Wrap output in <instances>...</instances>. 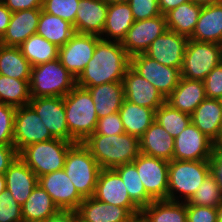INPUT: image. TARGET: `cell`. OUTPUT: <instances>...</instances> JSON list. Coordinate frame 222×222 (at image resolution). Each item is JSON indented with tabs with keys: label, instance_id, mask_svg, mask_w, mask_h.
Wrapping results in <instances>:
<instances>
[{
	"label": "cell",
	"instance_id": "cell-1",
	"mask_svg": "<svg viewBox=\"0 0 222 222\" xmlns=\"http://www.w3.org/2000/svg\"><path fill=\"white\" fill-rule=\"evenodd\" d=\"M130 67V56L121 42L101 39L92 58L76 79V85L86 88L109 82H122Z\"/></svg>",
	"mask_w": 222,
	"mask_h": 222
},
{
	"label": "cell",
	"instance_id": "cell-2",
	"mask_svg": "<svg viewBox=\"0 0 222 222\" xmlns=\"http://www.w3.org/2000/svg\"><path fill=\"white\" fill-rule=\"evenodd\" d=\"M83 144L101 169H114L132 163L140 154L139 138L128 133L114 136L90 135Z\"/></svg>",
	"mask_w": 222,
	"mask_h": 222
},
{
	"label": "cell",
	"instance_id": "cell-3",
	"mask_svg": "<svg viewBox=\"0 0 222 222\" xmlns=\"http://www.w3.org/2000/svg\"><path fill=\"white\" fill-rule=\"evenodd\" d=\"M211 172V160H172L168 169L167 200L187 202Z\"/></svg>",
	"mask_w": 222,
	"mask_h": 222
},
{
	"label": "cell",
	"instance_id": "cell-4",
	"mask_svg": "<svg viewBox=\"0 0 222 222\" xmlns=\"http://www.w3.org/2000/svg\"><path fill=\"white\" fill-rule=\"evenodd\" d=\"M63 101L68 131L78 143H83L95 132L98 121L92 96L87 88L76 85Z\"/></svg>",
	"mask_w": 222,
	"mask_h": 222
},
{
	"label": "cell",
	"instance_id": "cell-5",
	"mask_svg": "<svg viewBox=\"0 0 222 222\" xmlns=\"http://www.w3.org/2000/svg\"><path fill=\"white\" fill-rule=\"evenodd\" d=\"M29 85L31 98L64 97L76 86V79L57 58L33 66Z\"/></svg>",
	"mask_w": 222,
	"mask_h": 222
},
{
	"label": "cell",
	"instance_id": "cell-6",
	"mask_svg": "<svg viewBox=\"0 0 222 222\" xmlns=\"http://www.w3.org/2000/svg\"><path fill=\"white\" fill-rule=\"evenodd\" d=\"M75 143L54 138L23 148L18 157L39 177L61 170L68 150Z\"/></svg>",
	"mask_w": 222,
	"mask_h": 222
},
{
	"label": "cell",
	"instance_id": "cell-7",
	"mask_svg": "<svg viewBox=\"0 0 222 222\" xmlns=\"http://www.w3.org/2000/svg\"><path fill=\"white\" fill-rule=\"evenodd\" d=\"M63 169L83 198L94 196L101 167L83 143L68 150Z\"/></svg>",
	"mask_w": 222,
	"mask_h": 222
},
{
	"label": "cell",
	"instance_id": "cell-8",
	"mask_svg": "<svg viewBox=\"0 0 222 222\" xmlns=\"http://www.w3.org/2000/svg\"><path fill=\"white\" fill-rule=\"evenodd\" d=\"M221 63L222 44L189 39L180 70L181 77L203 81Z\"/></svg>",
	"mask_w": 222,
	"mask_h": 222
},
{
	"label": "cell",
	"instance_id": "cell-9",
	"mask_svg": "<svg viewBox=\"0 0 222 222\" xmlns=\"http://www.w3.org/2000/svg\"><path fill=\"white\" fill-rule=\"evenodd\" d=\"M130 67L149 81L166 99L177 87L181 71L158 63L145 53L130 57Z\"/></svg>",
	"mask_w": 222,
	"mask_h": 222
},
{
	"label": "cell",
	"instance_id": "cell-10",
	"mask_svg": "<svg viewBox=\"0 0 222 222\" xmlns=\"http://www.w3.org/2000/svg\"><path fill=\"white\" fill-rule=\"evenodd\" d=\"M147 194L154 200H166L169 161L140 153L132 162Z\"/></svg>",
	"mask_w": 222,
	"mask_h": 222
},
{
	"label": "cell",
	"instance_id": "cell-11",
	"mask_svg": "<svg viewBox=\"0 0 222 222\" xmlns=\"http://www.w3.org/2000/svg\"><path fill=\"white\" fill-rule=\"evenodd\" d=\"M54 139L30 105L16 108L13 146L17 153L33 143Z\"/></svg>",
	"mask_w": 222,
	"mask_h": 222
},
{
	"label": "cell",
	"instance_id": "cell-12",
	"mask_svg": "<svg viewBox=\"0 0 222 222\" xmlns=\"http://www.w3.org/2000/svg\"><path fill=\"white\" fill-rule=\"evenodd\" d=\"M100 40L98 35L75 33L64 46L59 47L58 58L75 79L89 63Z\"/></svg>",
	"mask_w": 222,
	"mask_h": 222
},
{
	"label": "cell",
	"instance_id": "cell-13",
	"mask_svg": "<svg viewBox=\"0 0 222 222\" xmlns=\"http://www.w3.org/2000/svg\"><path fill=\"white\" fill-rule=\"evenodd\" d=\"M29 105L54 138L78 143L68 131L63 97L31 98Z\"/></svg>",
	"mask_w": 222,
	"mask_h": 222
},
{
	"label": "cell",
	"instance_id": "cell-14",
	"mask_svg": "<svg viewBox=\"0 0 222 222\" xmlns=\"http://www.w3.org/2000/svg\"><path fill=\"white\" fill-rule=\"evenodd\" d=\"M168 30L165 15L135 21L121 45L130 57L145 53L151 43Z\"/></svg>",
	"mask_w": 222,
	"mask_h": 222
},
{
	"label": "cell",
	"instance_id": "cell-15",
	"mask_svg": "<svg viewBox=\"0 0 222 222\" xmlns=\"http://www.w3.org/2000/svg\"><path fill=\"white\" fill-rule=\"evenodd\" d=\"M174 142V160H211L215 144L192 122L179 134Z\"/></svg>",
	"mask_w": 222,
	"mask_h": 222
},
{
	"label": "cell",
	"instance_id": "cell-16",
	"mask_svg": "<svg viewBox=\"0 0 222 222\" xmlns=\"http://www.w3.org/2000/svg\"><path fill=\"white\" fill-rule=\"evenodd\" d=\"M93 197L103 203L125 207L131 214L141 211V208L130 198L124 182L114 169L100 170Z\"/></svg>",
	"mask_w": 222,
	"mask_h": 222
},
{
	"label": "cell",
	"instance_id": "cell-17",
	"mask_svg": "<svg viewBox=\"0 0 222 222\" xmlns=\"http://www.w3.org/2000/svg\"><path fill=\"white\" fill-rule=\"evenodd\" d=\"M38 184L51 196L59 210L76 211L79 204L84 200L64 169L39 177Z\"/></svg>",
	"mask_w": 222,
	"mask_h": 222
},
{
	"label": "cell",
	"instance_id": "cell-18",
	"mask_svg": "<svg viewBox=\"0 0 222 222\" xmlns=\"http://www.w3.org/2000/svg\"><path fill=\"white\" fill-rule=\"evenodd\" d=\"M188 41V37L167 30L151 43L145 54L162 65L181 70Z\"/></svg>",
	"mask_w": 222,
	"mask_h": 222
},
{
	"label": "cell",
	"instance_id": "cell-19",
	"mask_svg": "<svg viewBox=\"0 0 222 222\" xmlns=\"http://www.w3.org/2000/svg\"><path fill=\"white\" fill-rule=\"evenodd\" d=\"M122 84L125 99L135 105L147 107L156 111L166 102V99L160 92L131 67L127 69Z\"/></svg>",
	"mask_w": 222,
	"mask_h": 222
},
{
	"label": "cell",
	"instance_id": "cell-20",
	"mask_svg": "<svg viewBox=\"0 0 222 222\" xmlns=\"http://www.w3.org/2000/svg\"><path fill=\"white\" fill-rule=\"evenodd\" d=\"M6 190L22 206L38 185V176L17 156L5 172Z\"/></svg>",
	"mask_w": 222,
	"mask_h": 222
},
{
	"label": "cell",
	"instance_id": "cell-21",
	"mask_svg": "<svg viewBox=\"0 0 222 222\" xmlns=\"http://www.w3.org/2000/svg\"><path fill=\"white\" fill-rule=\"evenodd\" d=\"M75 18V33L102 35L108 3L104 0H80Z\"/></svg>",
	"mask_w": 222,
	"mask_h": 222
},
{
	"label": "cell",
	"instance_id": "cell-22",
	"mask_svg": "<svg viewBox=\"0 0 222 222\" xmlns=\"http://www.w3.org/2000/svg\"><path fill=\"white\" fill-rule=\"evenodd\" d=\"M41 10L29 9L13 12L7 30L0 39V44L18 47L31 35L36 34Z\"/></svg>",
	"mask_w": 222,
	"mask_h": 222
},
{
	"label": "cell",
	"instance_id": "cell-23",
	"mask_svg": "<svg viewBox=\"0 0 222 222\" xmlns=\"http://www.w3.org/2000/svg\"><path fill=\"white\" fill-rule=\"evenodd\" d=\"M191 122L216 144L222 132V104L220 100L204 99L191 114Z\"/></svg>",
	"mask_w": 222,
	"mask_h": 222
},
{
	"label": "cell",
	"instance_id": "cell-24",
	"mask_svg": "<svg viewBox=\"0 0 222 222\" xmlns=\"http://www.w3.org/2000/svg\"><path fill=\"white\" fill-rule=\"evenodd\" d=\"M76 214L83 222H126L132 215L125 207L100 202L93 196L84 198Z\"/></svg>",
	"mask_w": 222,
	"mask_h": 222
},
{
	"label": "cell",
	"instance_id": "cell-25",
	"mask_svg": "<svg viewBox=\"0 0 222 222\" xmlns=\"http://www.w3.org/2000/svg\"><path fill=\"white\" fill-rule=\"evenodd\" d=\"M206 98L203 81L181 77L177 87L166 98V102L179 111L191 115Z\"/></svg>",
	"mask_w": 222,
	"mask_h": 222
},
{
	"label": "cell",
	"instance_id": "cell-26",
	"mask_svg": "<svg viewBox=\"0 0 222 222\" xmlns=\"http://www.w3.org/2000/svg\"><path fill=\"white\" fill-rule=\"evenodd\" d=\"M174 142V138L154 121L139 138L140 153L170 162L173 160Z\"/></svg>",
	"mask_w": 222,
	"mask_h": 222
},
{
	"label": "cell",
	"instance_id": "cell-27",
	"mask_svg": "<svg viewBox=\"0 0 222 222\" xmlns=\"http://www.w3.org/2000/svg\"><path fill=\"white\" fill-rule=\"evenodd\" d=\"M189 39L222 44V2L202 7L196 27Z\"/></svg>",
	"mask_w": 222,
	"mask_h": 222
},
{
	"label": "cell",
	"instance_id": "cell-28",
	"mask_svg": "<svg viewBox=\"0 0 222 222\" xmlns=\"http://www.w3.org/2000/svg\"><path fill=\"white\" fill-rule=\"evenodd\" d=\"M86 88L92 96L98 119L119 112L125 100L122 82H109Z\"/></svg>",
	"mask_w": 222,
	"mask_h": 222
},
{
	"label": "cell",
	"instance_id": "cell-29",
	"mask_svg": "<svg viewBox=\"0 0 222 222\" xmlns=\"http://www.w3.org/2000/svg\"><path fill=\"white\" fill-rule=\"evenodd\" d=\"M135 22L127 2L108 5L107 17L101 39L122 42L126 33Z\"/></svg>",
	"mask_w": 222,
	"mask_h": 222
},
{
	"label": "cell",
	"instance_id": "cell-30",
	"mask_svg": "<svg viewBox=\"0 0 222 222\" xmlns=\"http://www.w3.org/2000/svg\"><path fill=\"white\" fill-rule=\"evenodd\" d=\"M23 222H44L59 211L51 196L38 184L21 206Z\"/></svg>",
	"mask_w": 222,
	"mask_h": 222
},
{
	"label": "cell",
	"instance_id": "cell-31",
	"mask_svg": "<svg viewBox=\"0 0 222 222\" xmlns=\"http://www.w3.org/2000/svg\"><path fill=\"white\" fill-rule=\"evenodd\" d=\"M125 133L140 138L155 121V110L123 101L119 110Z\"/></svg>",
	"mask_w": 222,
	"mask_h": 222
},
{
	"label": "cell",
	"instance_id": "cell-32",
	"mask_svg": "<svg viewBox=\"0 0 222 222\" xmlns=\"http://www.w3.org/2000/svg\"><path fill=\"white\" fill-rule=\"evenodd\" d=\"M36 34L62 47L75 34V30L69 21L41 10Z\"/></svg>",
	"mask_w": 222,
	"mask_h": 222
},
{
	"label": "cell",
	"instance_id": "cell-33",
	"mask_svg": "<svg viewBox=\"0 0 222 222\" xmlns=\"http://www.w3.org/2000/svg\"><path fill=\"white\" fill-rule=\"evenodd\" d=\"M202 7L193 2L180 4L165 14L167 28L190 38L196 27Z\"/></svg>",
	"mask_w": 222,
	"mask_h": 222
},
{
	"label": "cell",
	"instance_id": "cell-34",
	"mask_svg": "<svg viewBox=\"0 0 222 222\" xmlns=\"http://www.w3.org/2000/svg\"><path fill=\"white\" fill-rule=\"evenodd\" d=\"M32 66L19 47L0 44V75L19 80H30Z\"/></svg>",
	"mask_w": 222,
	"mask_h": 222
},
{
	"label": "cell",
	"instance_id": "cell-35",
	"mask_svg": "<svg viewBox=\"0 0 222 222\" xmlns=\"http://www.w3.org/2000/svg\"><path fill=\"white\" fill-rule=\"evenodd\" d=\"M141 211L149 222H187L186 202L156 200Z\"/></svg>",
	"mask_w": 222,
	"mask_h": 222
},
{
	"label": "cell",
	"instance_id": "cell-36",
	"mask_svg": "<svg viewBox=\"0 0 222 222\" xmlns=\"http://www.w3.org/2000/svg\"><path fill=\"white\" fill-rule=\"evenodd\" d=\"M18 47L32 67L53 61L59 54V47L37 34L31 35Z\"/></svg>",
	"mask_w": 222,
	"mask_h": 222
},
{
	"label": "cell",
	"instance_id": "cell-37",
	"mask_svg": "<svg viewBox=\"0 0 222 222\" xmlns=\"http://www.w3.org/2000/svg\"><path fill=\"white\" fill-rule=\"evenodd\" d=\"M30 80H19L0 75V99L3 104L15 108L29 105L31 101Z\"/></svg>",
	"mask_w": 222,
	"mask_h": 222
},
{
	"label": "cell",
	"instance_id": "cell-38",
	"mask_svg": "<svg viewBox=\"0 0 222 222\" xmlns=\"http://www.w3.org/2000/svg\"><path fill=\"white\" fill-rule=\"evenodd\" d=\"M124 182L130 198L142 209L154 201L146 192L133 163L124 164L114 168Z\"/></svg>",
	"mask_w": 222,
	"mask_h": 222
},
{
	"label": "cell",
	"instance_id": "cell-39",
	"mask_svg": "<svg viewBox=\"0 0 222 222\" xmlns=\"http://www.w3.org/2000/svg\"><path fill=\"white\" fill-rule=\"evenodd\" d=\"M155 121L175 139L191 123V115L165 102L155 111Z\"/></svg>",
	"mask_w": 222,
	"mask_h": 222
},
{
	"label": "cell",
	"instance_id": "cell-40",
	"mask_svg": "<svg viewBox=\"0 0 222 222\" xmlns=\"http://www.w3.org/2000/svg\"><path fill=\"white\" fill-rule=\"evenodd\" d=\"M186 203L212 208H217L222 203V189L212 172L208 174L196 193Z\"/></svg>",
	"mask_w": 222,
	"mask_h": 222
},
{
	"label": "cell",
	"instance_id": "cell-41",
	"mask_svg": "<svg viewBox=\"0 0 222 222\" xmlns=\"http://www.w3.org/2000/svg\"><path fill=\"white\" fill-rule=\"evenodd\" d=\"M80 0H43L42 10L73 24L75 30L76 12Z\"/></svg>",
	"mask_w": 222,
	"mask_h": 222
},
{
	"label": "cell",
	"instance_id": "cell-42",
	"mask_svg": "<svg viewBox=\"0 0 222 222\" xmlns=\"http://www.w3.org/2000/svg\"><path fill=\"white\" fill-rule=\"evenodd\" d=\"M16 108L6 104H0V144L13 146L14 119Z\"/></svg>",
	"mask_w": 222,
	"mask_h": 222
},
{
	"label": "cell",
	"instance_id": "cell-43",
	"mask_svg": "<svg viewBox=\"0 0 222 222\" xmlns=\"http://www.w3.org/2000/svg\"><path fill=\"white\" fill-rule=\"evenodd\" d=\"M0 222H23L21 206L7 190L0 194Z\"/></svg>",
	"mask_w": 222,
	"mask_h": 222
},
{
	"label": "cell",
	"instance_id": "cell-44",
	"mask_svg": "<svg viewBox=\"0 0 222 222\" xmlns=\"http://www.w3.org/2000/svg\"><path fill=\"white\" fill-rule=\"evenodd\" d=\"M135 21L162 15L158 0H128Z\"/></svg>",
	"mask_w": 222,
	"mask_h": 222
},
{
	"label": "cell",
	"instance_id": "cell-45",
	"mask_svg": "<svg viewBox=\"0 0 222 222\" xmlns=\"http://www.w3.org/2000/svg\"><path fill=\"white\" fill-rule=\"evenodd\" d=\"M125 133L119 112L98 119L95 132L91 135L114 136Z\"/></svg>",
	"mask_w": 222,
	"mask_h": 222
},
{
	"label": "cell",
	"instance_id": "cell-46",
	"mask_svg": "<svg viewBox=\"0 0 222 222\" xmlns=\"http://www.w3.org/2000/svg\"><path fill=\"white\" fill-rule=\"evenodd\" d=\"M207 98L222 97V63L216 66L203 80Z\"/></svg>",
	"mask_w": 222,
	"mask_h": 222
},
{
	"label": "cell",
	"instance_id": "cell-47",
	"mask_svg": "<svg viewBox=\"0 0 222 222\" xmlns=\"http://www.w3.org/2000/svg\"><path fill=\"white\" fill-rule=\"evenodd\" d=\"M187 207V222H218L217 208L190 205Z\"/></svg>",
	"mask_w": 222,
	"mask_h": 222
},
{
	"label": "cell",
	"instance_id": "cell-48",
	"mask_svg": "<svg viewBox=\"0 0 222 222\" xmlns=\"http://www.w3.org/2000/svg\"><path fill=\"white\" fill-rule=\"evenodd\" d=\"M10 11L16 12L29 9H42L43 0H1Z\"/></svg>",
	"mask_w": 222,
	"mask_h": 222
},
{
	"label": "cell",
	"instance_id": "cell-49",
	"mask_svg": "<svg viewBox=\"0 0 222 222\" xmlns=\"http://www.w3.org/2000/svg\"><path fill=\"white\" fill-rule=\"evenodd\" d=\"M18 153L14 146L0 144V174H5L9 165L15 160Z\"/></svg>",
	"mask_w": 222,
	"mask_h": 222
},
{
	"label": "cell",
	"instance_id": "cell-50",
	"mask_svg": "<svg viewBox=\"0 0 222 222\" xmlns=\"http://www.w3.org/2000/svg\"><path fill=\"white\" fill-rule=\"evenodd\" d=\"M211 172L216 176L222 189V146H215V152L211 159Z\"/></svg>",
	"mask_w": 222,
	"mask_h": 222
},
{
	"label": "cell",
	"instance_id": "cell-51",
	"mask_svg": "<svg viewBox=\"0 0 222 222\" xmlns=\"http://www.w3.org/2000/svg\"><path fill=\"white\" fill-rule=\"evenodd\" d=\"M11 16L12 12L10 9L0 0V39L7 30Z\"/></svg>",
	"mask_w": 222,
	"mask_h": 222
},
{
	"label": "cell",
	"instance_id": "cell-52",
	"mask_svg": "<svg viewBox=\"0 0 222 222\" xmlns=\"http://www.w3.org/2000/svg\"><path fill=\"white\" fill-rule=\"evenodd\" d=\"M76 216V211L59 210L44 222H72Z\"/></svg>",
	"mask_w": 222,
	"mask_h": 222
},
{
	"label": "cell",
	"instance_id": "cell-53",
	"mask_svg": "<svg viewBox=\"0 0 222 222\" xmlns=\"http://www.w3.org/2000/svg\"><path fill=\"white\" fill-rule=\"evenodd\" d=\"M192 2V0H158L159 9L162 15H165L172 9L183 3Z\"/></svg>",
	"mask_w": 222,
	"mask_h": 222
},
{
	"label": "cell",
	"instance_id": "cell-54",
	"mask_svg": "<svg viewBox=\"0 0 222 222\" xmlns=\"http://www.w3.org/2000/svg\"><path fill=\"white\" fill-rule=\"evenodd\" d=\"M126 222H149L142 211L132 214Z\"/></svg>",
	"mask_w": 222,
	"mask_h": 222
},
{
	"label": "cell",
	"instance_id": "cell-55",
	"mask_svg": "<svg viewBox=\"0 0 222 222\" xmlns=\"http://www.w3.org/2000/svg\"><path fill=\"white\" fill-rule=\"evenodd\" d=\"M192 2L197 4L198 6L206 7L209 5L221 3L222 0H192Z\"/></svg>",
	"mask_w": 222,
	"mask_h": 222
},
{
	"label": "cell",
	"instance_id": "cell-56",
	"mask_svg": "<svg viewBox=\"0 0 222 222\" xmlns=\"http://www.w3.org/2000/svg\"><path fill=\"white\" fill-rule=\"evenodd\" d=\"M6 190V178L4 174H0V194Z\"/></svg>",
	"mask_w": 222,
	"mask_h": 222
},
{
	"label": "cell",
	"instance_id": "cell-57",
	"mask_svg": "<svg viewBox=\"0 0 222 222\" xmlns=\"http://www.w3.org/2000/svg\"><path fill=\"white\" fill-rule=\"evenodd\" d=\"M218 222H222V203L217 207Z\"/></svg>",
	"mask_w": 222,
	"mask_h": 222
},
{
	"label": "cell",
	"instance_id": "cell-58",
	"mask_svg": "<svg viewBox=\"0 0 222 222\" xmlns=\"http://www.w3.org/2000/svg\"><path fill=\"white\" fill-rule=\"evenodd\" d=\"M106 1L108 4H114V3H124L127 2L128 0H104Z\"/></svg>",
	"mask_w": 222,
	"mask_h": 222
},
{
	"label": "cell",
	"instance_id": "cell-59",
	"mask_svg": "<svg viewBox=\"0 0 222 222\" xmlns=\"http://www.w3.org/2000/svg\"><path fill=\"white\" fill-rule=\"evenodd\" d=\"M215 146H222V132H221L220 138H219L218 142L215 144Z\"/></svg>",
	"mask_w": 222,
	"mask_h": 222
},
{
	"label": "cell",
	"instance_id": "cell-60",
	"mask_svg": "<svg viewBox=\"0 0 222 222\" xmlns=\"http://www.w3.org/2000/svg\"><path fill=\"white\" fill-rule=\"evenodd\" d=\"M72 222H83L80 218H78L77 216L73 219Z\"/></svg>",
	"mask_w": 222,
	"mask_h": 222
}]
</instances>
